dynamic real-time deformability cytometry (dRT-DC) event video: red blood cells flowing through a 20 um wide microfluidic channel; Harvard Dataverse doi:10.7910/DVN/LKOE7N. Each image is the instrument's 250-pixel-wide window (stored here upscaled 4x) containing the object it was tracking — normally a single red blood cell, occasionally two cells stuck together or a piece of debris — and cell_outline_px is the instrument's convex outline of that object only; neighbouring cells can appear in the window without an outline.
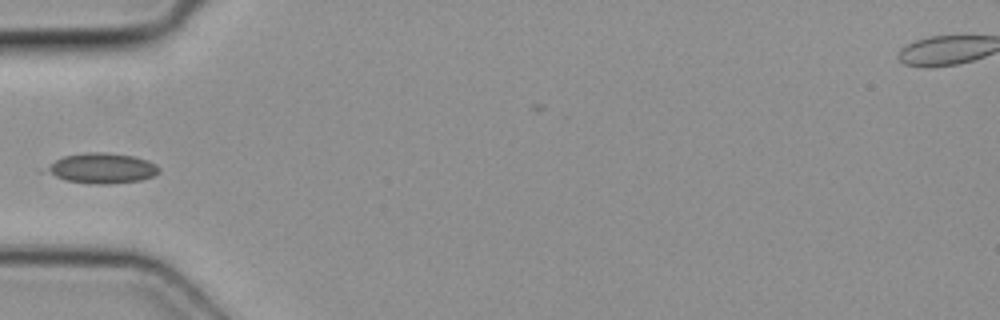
{"species": "common noctule bat (a hibernating species)", "species_latin": "Nyctalus noctula", "temperature_condition": "cold", "stored_images_in_passage": 4, "camera_frame_rate_fps": 3000, "um_per_image_px": 0.085, "animal": {"sex": "female", "body_mass_g": 19.3, "forearm_length_mm": 54.1}, "frame": {"image": 1, "passage_image": 4, "time_ms": 1.0, "image_size_px": [1000, 320], "cell_outline_px": [[160, 172], [156, 176], [140, 180], [112, 184], [88, 184], [64, 180], [36, 172], [40, 168], [64, 156], [88, 152], [104, 152], [136, 156], [148, 160], [156, 164], [160, 168]], "centroid_in_image_um": [8.56, 14.31], "position_along_channel_um": 76.4, "area_um2": 20.75}}